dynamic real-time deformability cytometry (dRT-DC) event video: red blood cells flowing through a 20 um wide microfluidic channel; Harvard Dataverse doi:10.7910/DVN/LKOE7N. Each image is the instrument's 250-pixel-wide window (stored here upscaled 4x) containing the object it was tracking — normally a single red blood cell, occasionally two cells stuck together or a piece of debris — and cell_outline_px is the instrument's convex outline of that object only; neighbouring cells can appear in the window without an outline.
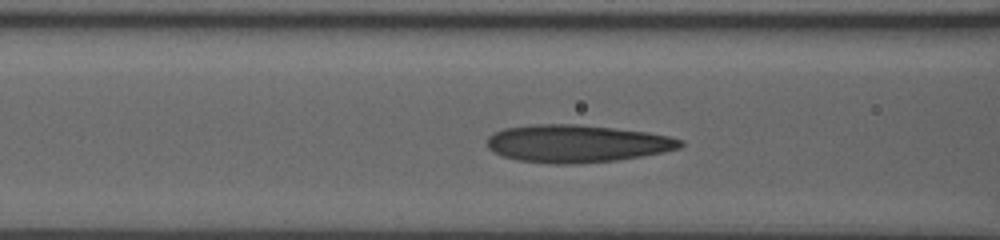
{"species": "human", "species_latin": "Homo sapiens", "temperature_condition": "room temperature", "stored_images_in_passage": 48, "camera_frame_rate_fps": 3000, "um_per_image_px": 0.085, "donor": {"sex": "male"}, "frame": {"image": 1, "passage_image": 23, "time_ms": 7.333, "image_size_px": [1000, 240], "cell_outline_px": [[684, 144], [680, 148], [664, 152], [616, 160], [576, 164], [552, 164], [516, 160], [504, 156], [488, 148], [484, 140], [488, 136], [504, 128], [536, 124], [576, 124], [648, 132], [668, 136], [684, 140]], "centroid_in_image_um": [49.02, 12.21], "position_along_channel_um": 117.6, "area_um2": 42.37}}
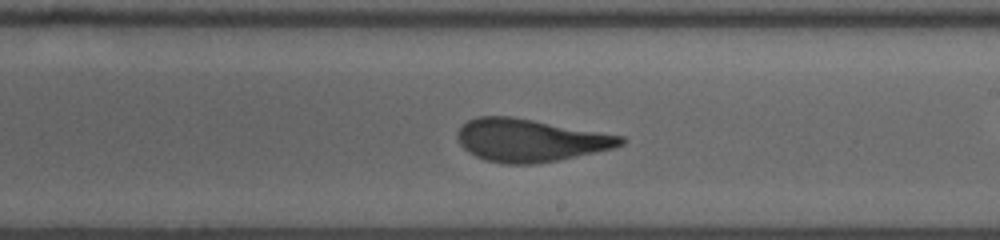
{"frame": {"image": 2, "passage_image": 33, "time_ms": 10.667, "image_size_px": [1000, 240], "cell_outline_px": [[628, 140], [624, 144], [612, 148], [560, 160], [532, 164], [504, 164], [484, 160], [468, 152], [460, 144], [456, 136], [456, 132], [468, 120], [476, 116], [512, 116], [624, 136]], "centroid_in_image_um": [45.05, 11.92], "position_along_channel_um": 244.0, "area_um2": 40.75}}
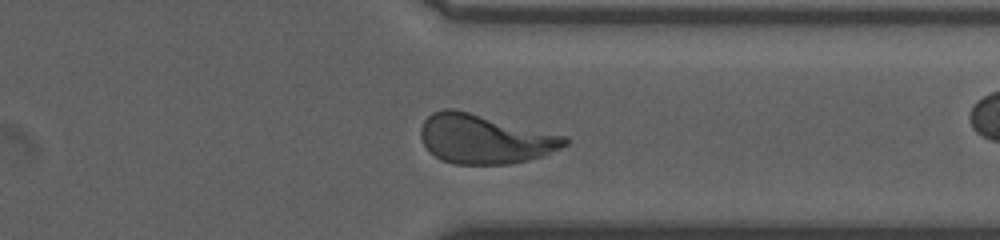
{"frame": {"image": 3, "passage_image": 43, "time_ms": 14.0, "image_size_px": [1000, 240], "cell_outline_px": [[568, 144], [544, 156], [528, 160], [508, 164], [456, 164], [440, 160], [428, 152], [420, 136], [420, 128], [424, 120], [432, 112], [444, 108], [456, 108], [564, 136], [568, 140]], "centroid_in_image_um": [41.14, 11.81], "position_along_channel_um": 370.3, "area_um2": 41.5}}